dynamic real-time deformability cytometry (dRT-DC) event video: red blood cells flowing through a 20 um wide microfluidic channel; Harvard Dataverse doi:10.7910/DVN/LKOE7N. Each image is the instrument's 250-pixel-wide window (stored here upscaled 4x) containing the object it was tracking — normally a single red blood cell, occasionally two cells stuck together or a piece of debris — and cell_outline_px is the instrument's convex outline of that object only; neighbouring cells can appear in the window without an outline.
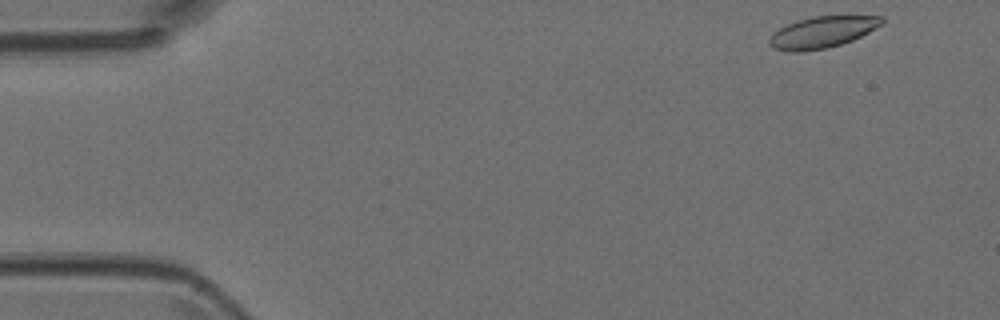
{"species": "Egyptian fruit bat (a non-hibernating species)", "species_latin": "Rousettus aegyptiacus", "temperature_condition": "room temperature", "stored_images_in_passage": 5, "segment_of_instrument_passage": [1, 2], "camera_frame_rate_fps": 3000, "um_per_image_px": 0.085, "animal": {"sex": "female"}, "frame": {"image": 1, "passage_image": 1, "time_ms": 0.0, "image_size_px": [1000, 320], "cell_outline_px": [[884, 24], [852, 40], [828, 48], [800, 52], [792, 52], [772, 48], [768, 44], [768, 40], [772, 32], [796, 20], [812, 16], [884, 16]], "centroid_in_image_um": [69.86, 2.74], "position_along_channel_um": 15.1, "area_um2": 20.75}}
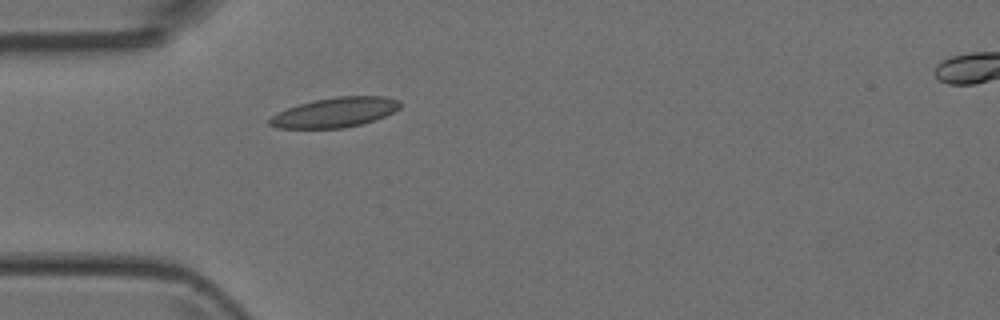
{"frame": {"image": 2, "passage_image": 4, "time_ms": 3.667, "image_size_px": [1000, 320], "cell_outline_px": [[400, 108], [384, 116], [360, 124], [344, 128], [276, 128], [268, 124], [268, 120], [272, 116], [288, 108], [300, 104], [316, 100], [336, 96], [384, 96], [400, 100]], "centroid_in_image_um": [28.48, 9.55], "position_along_channel_um": 56.5, "area_um2": 22.37}}